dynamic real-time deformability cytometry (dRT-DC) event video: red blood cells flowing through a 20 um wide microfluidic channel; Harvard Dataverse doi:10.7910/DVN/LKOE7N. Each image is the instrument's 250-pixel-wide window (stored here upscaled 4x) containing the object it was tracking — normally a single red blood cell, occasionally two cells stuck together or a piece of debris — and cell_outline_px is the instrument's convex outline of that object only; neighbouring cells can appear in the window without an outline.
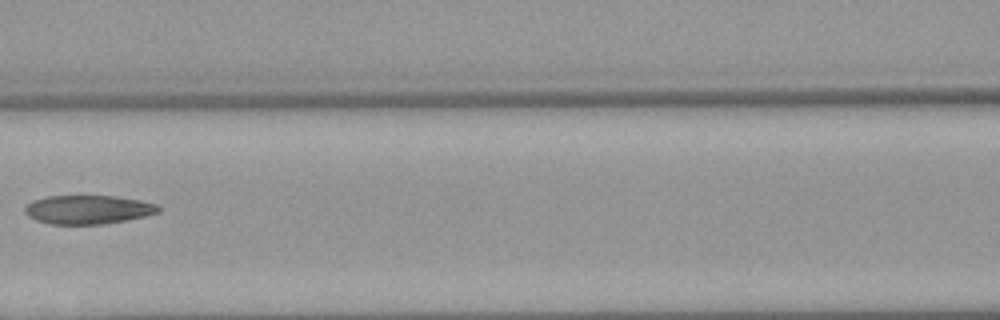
{"species": "Egyptian fruit bat (a non-hibernating species)", "species_latin": "Rousettus aegyptiacus", "temperature_condition": "warm", "stored_images_in_passage": 4, "camera_frame_rate_fps": 3000, "um_per_image_px": 0.085, "animal": {"sex": "female"}, "frame": {"image": 1, "passage_image": 4, "time_ms": 3.667, "image_size_px": [1000, 320], "cell_outline_px": [[160, 212], [128, 220], [104, 224], [48, 224], [36, 220], [28, 216], [24, 212], [24, 208], [32, 200], [48, 196], [116, 196], [140, 200], [156, 204], [160, 208]], "centroid_in_image_um": [7.47, 17.82], "position_along_channel_um": 159.1, "area_um2": 22.48}}